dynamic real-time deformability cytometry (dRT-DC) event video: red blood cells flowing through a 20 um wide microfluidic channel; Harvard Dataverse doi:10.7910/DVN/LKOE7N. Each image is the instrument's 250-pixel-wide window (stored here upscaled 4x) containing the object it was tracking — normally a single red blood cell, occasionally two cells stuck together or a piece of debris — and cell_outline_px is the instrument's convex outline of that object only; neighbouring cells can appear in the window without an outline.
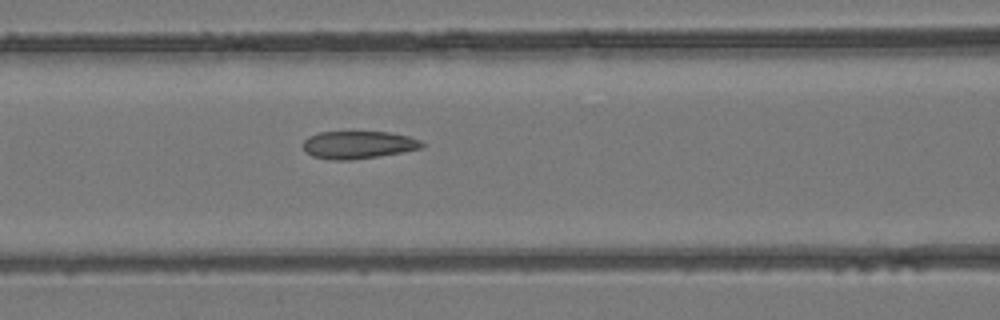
{"species": "common noctule bat (a hibernating species)", "species_latin": "Nyctalus noctula", "temperature_condition": "room temperature", "stored_images_in_passage": 4, "camera_frame_rate_fps": 3000, "um_per_image_px": 0.085, "animal": {"sex": "female", "body_mass_g": 24.6, "forearm_length_mm": 56.2}, "frame": {"image": 1, "passage_image": 4, "time_ms": 4.333, "image_size_px": [1000, 320], "cell_outline_px": [[424, 148], [352, 160], [332, 160], [312, 156], [304, 152], [304, 140], [308, 136], [320, 132], [388, 132], [408, 136], [420, 140], [424, 144]], "centroid_in_image_um": [30.43, 12.31], "position_along_channel_um": 136.2, "area_um2": 19.07}}